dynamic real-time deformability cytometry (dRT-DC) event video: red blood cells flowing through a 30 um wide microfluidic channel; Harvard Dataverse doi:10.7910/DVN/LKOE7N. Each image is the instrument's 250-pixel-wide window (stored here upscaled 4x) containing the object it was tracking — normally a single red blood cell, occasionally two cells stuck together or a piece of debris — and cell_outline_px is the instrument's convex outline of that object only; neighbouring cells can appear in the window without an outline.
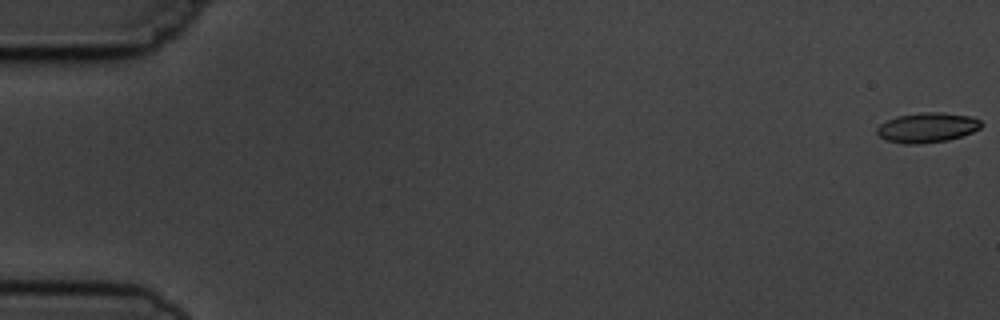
{"species": "common noctule bat (a hibernating species)", "species_latin": "Nyctalus noctula", "temperature_condition": "cold", "stored_images_in_passage": 6, "camera_frame_rate_fps": 3000, "um_per_image_px": 0.085, "animal": {"sex": "male", "body_mass_g": 19.5, "forearm_length_mm": 54.6}, "frame": {"image": 1, "passage_image": 1, "time_ms": 0.0, "image_size_px": [1000, 320], "cell_outline_px": [[984, 124], [980, 128], [972, 132], [948, 140], [920, 144], [904, 144], [888, 140], [880, 136], [876, 132], [876, 128], [880, 124], [896, 116], [920, 112], [940, 112], [972, 116], [980, 120]], "centroid_in_image_um": [78.82, 10.83], "position_along_channel_um": 6.2, "area_um2": 18.21}}
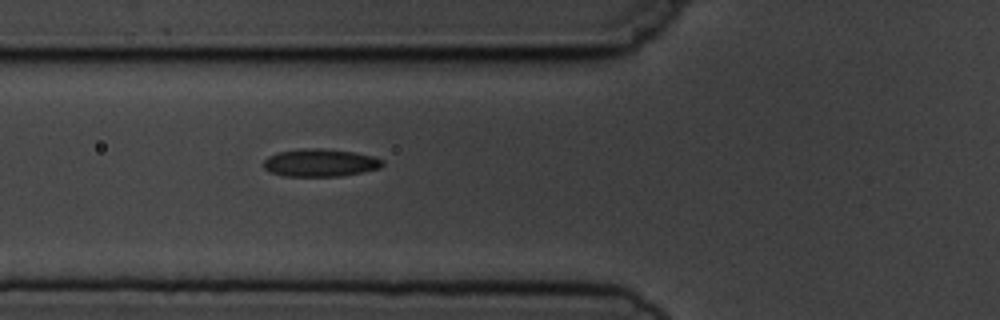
{"frame": {"image": 2, "passage_image": 6, "time_ms": 6.667, "image_size_px": [1000, 320], "cell_outline_px": [[384, 164], [380, 168], [340, 176], [284, 176], [272, 172], [264, 168], [264, 160], [268, 156], [280, 152], [300, 148], [320, 148], [352, 152], [372, 156], [384, 160]], "centroid_in_image_um": [27.21, 13.83], "position_along_channel_um": 98.6, "area_um2": 19.02}}